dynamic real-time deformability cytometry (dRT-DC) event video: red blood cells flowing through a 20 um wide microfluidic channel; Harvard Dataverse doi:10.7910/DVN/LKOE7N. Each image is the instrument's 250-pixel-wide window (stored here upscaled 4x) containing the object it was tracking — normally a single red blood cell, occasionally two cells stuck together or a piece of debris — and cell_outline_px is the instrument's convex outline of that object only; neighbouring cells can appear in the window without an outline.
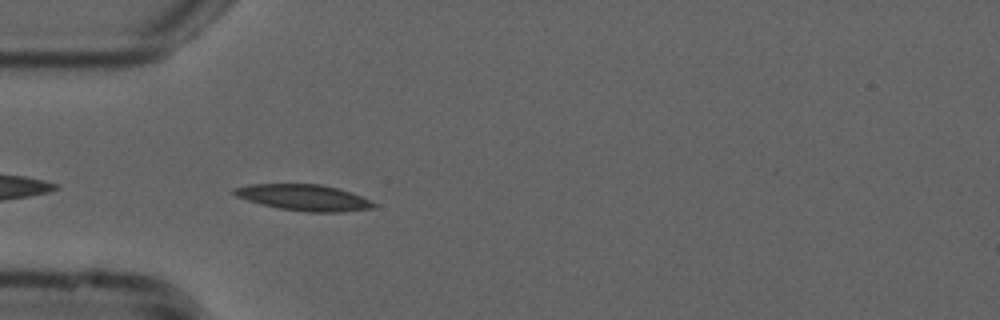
{"species": "common noctule bat (a hibernating species)", "species_latin": "Nyctalus noctula", "temperature_condition": "cold", "stored_images_in_passage": 40, "camera_frame_rate_fps": 3000, "um_per_image_px": 0.085, "animal": {"sex": "male", "forearm_length_mm": 52.5}, "frame": {"image": 1, "passage_image": 2, "time_ms": 0.333, "image_size_px": [1000, 320], "cell_outline_px": [[376, 208], [344, 212], [308, 212], [280, 208], [260, 204], [236, 196], [232, 192], [232, 188], [248, 184], [320, 184], [340, 188], [360, 196], [376, 204]], "centroid_in_image_um": [25.82, 16.79], "position_along_channel_um": 59.2, "area_um2": 21.27}}
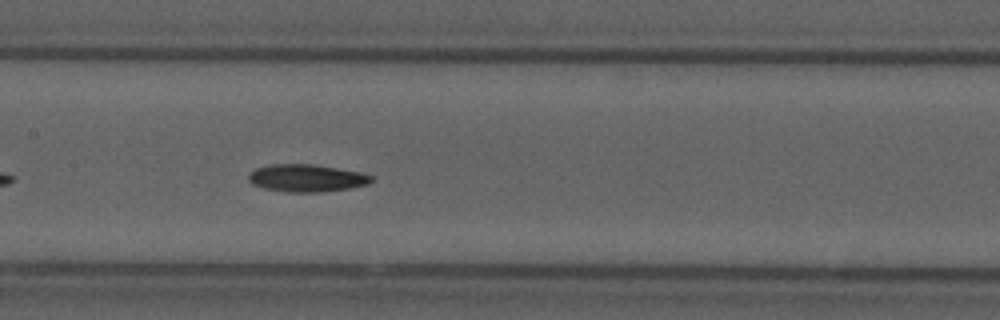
{"frame": {"image": 2, "passage_image": 12, "time_ms": 3.667, "image_size_px": [1000, 320], "cell_outline_px": [[376, 180], [368, 184], [348, 188], [324, 192], [288, 192], [264, 188], [252, 184], [248, 180], [248, 176], [256, 168], [272, 164], [312, 164], [360, 172], [372, 176]], "centroid_in_image_um": [26.08, 15.14], "position_along_channel_um": 181.3, "area_um2": 19.59}}
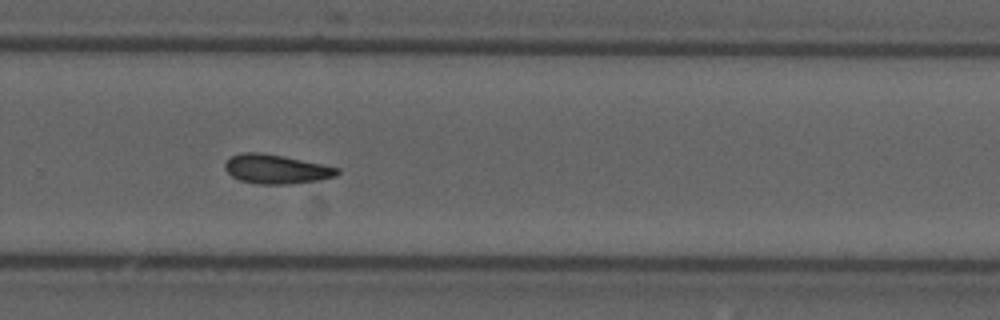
{"frame": {"image": 3, "passage_image": 22, "time_ms": 7.0, "image_size_px": [1000, 320], "cell_outline_px": [[340, 172], [336, 176], [320, 180], [292, 184], [256, 184], [240, 180], [232, 176], [224, 168], [224, 164], [232, 156], [240, 152], [260, 152], [284, 156], [340, 168]], "centroid_in_image_um": [23.49, 14.38], "position_along_channel_um": 306.3, "area_um2": 19.19}}